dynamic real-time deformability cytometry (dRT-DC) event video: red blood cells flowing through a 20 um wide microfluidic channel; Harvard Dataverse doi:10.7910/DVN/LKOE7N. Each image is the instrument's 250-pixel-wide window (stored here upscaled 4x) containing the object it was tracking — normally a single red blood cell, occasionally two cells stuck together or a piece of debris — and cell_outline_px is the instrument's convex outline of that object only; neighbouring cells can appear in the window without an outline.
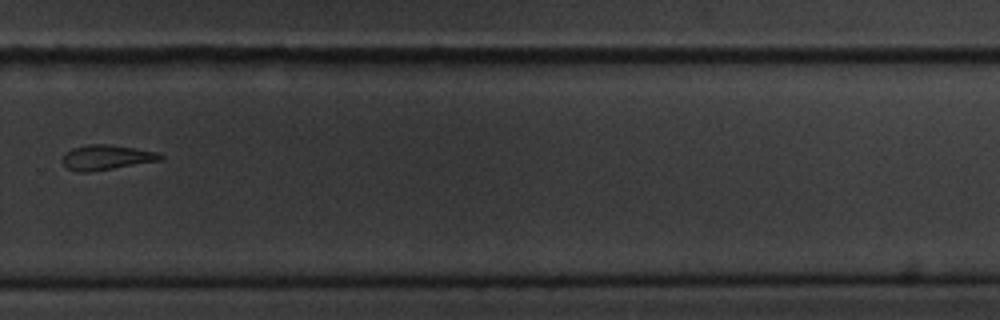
{"species": "common noctule bat (a hibernating species)", "species_latin": "Nyctalus noctula", "temperature_condition": "cold", "stored_images_in_passage": 8, "camera_frame_rate_fps": 3000, "um_per_image_px": 0.085, "animal": {"sex": "male", "body_mass_g": 20.1, "forearm_length_mm": 53.5}, "frame": {"image": 1, "passage_image": 8, "time_ms": 9.0, "image_size_px": [1000, 320], "cell_outline_px": [[164, 156], [160, 160], [88, 172], [76, 172], [68, 168], [60, 160], [72, 148], [88, 144], [108, 144], [160, 152]], "centroid_in_image_um": [9.04, 13.37], "position_along_channel_um": 320.8, "area_um2": 14.05}}